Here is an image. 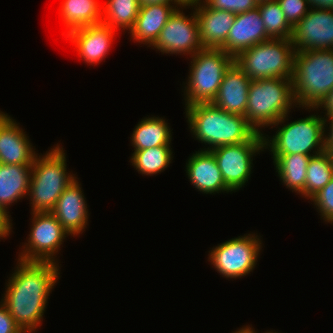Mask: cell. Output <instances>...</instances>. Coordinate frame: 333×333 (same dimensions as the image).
Returning <instances> with one entry per match:
<instances>
[{
    "label": "cell",
    "mask_w": 333,
    "mask_h": 333,
    "mask_svg": "<svg viewBox=\"0 0 333 333\" xmlns=\"http://www.w3.org/2000/svg\"><path fill=\"white\" fill-rule=\"evenodd\" d=\"M17 263L1 302L22 332L31 333L41 326L48 297L59 279V265L20 259Z\"/></svg>",
    "instance_id": "obj_1"
},
{
    "label": "cell",
    "mask_w": 333,
    "mask_h": 333,
    "mask_svg": "<svg viewBox=\"0 0 333 333\" xmlns=\"http://www.w3.org/2000/svg\"><path fill=\"white\" fill-rule=\"evenodd\" d=\"M185 107L190 132L209 145L204 150L249 141L258 133L243 115L226 112L211 102Z\"/></svg>",
    "instance_id": "obj_2"
},
{
    "label": "cell",
    "mask_w": 333,
    "mask_h": 333,
    "mask_svg": "<svg viewBox=\"0 0 333 333\" xmlns=\"http://www.w3.org/2000/svg\"><path fill=\"white\" fill-rule=\"evenodd\" d=\"M292 89L298 107L315 108L333 89V49L295 52Z\"/></svg>",
    "instance_id": "obj_3"
},
{
    "label": "cell",
    "mask_w": 333,
    "mask_h": 333,
    "mask_svg": "<svg viewBox=\"0 0 333 333\" xmlns=\"http://www.w3.org/2000/svg\"><path fill=\"white\" fill-rule=\"evenodd\" d=\"M295 104L292 78L251 80L244 117L261 133L259 127L283 124Z\"/></svg>",
    "instance_id": "obj_4"
},
{
    "label": "cell",
    "mask_w": 333,
    "mask_h": 333,
    "mask_svg": "<svg viewBox=\"0 0 333 333\" xmlns=\"http://www.w3.org/2000/svg\"><path fill=\"white\" fill-rule=\"evenodd\" d=\"M63 147L56 145L32 165L28 194L32 212H51L66 187L76 178L67 172Z\"/></svg>",
    "instance_id": "obj_5"
},
{
    "label": "cell",
    "mask_w": 333,
    "mask_h": 333,
    "mask_svg": "<svg viewBox=\"0 0 333 333\" xmlns=\"http://www.w3.org/2000/svg\"><path fill=\"white\" fill-rule=\"evenodd\" d=\"M294 54L291 39H269L241 51L234 63L251 80L292 78Z\"/></svg>",
    "instance_id": "obj_6"
},
{
    "label": "cell",
    "mask_w": 333,
    "mask_h": 333,
    "mask_svg": "<svg viewBox=\"0 0 333 333\" xmlns=\"http://www.w3.org/2000/svg\"><path fill=\"white\" fill-rule=\"evenodd\" d=\"M190 58V75L184 88L185 106L210 103L220 88L225 72L234 63V57L222 49L203 48Z\"/></svg>",
    "instance_id": "obj_7"
},
{
    "label": "cell",
    "mask_w": 333,
    "mask_h": 333,
    "mask_svg": "<svg viewBox=\"0 0 333 333\" xmlns=\"http://www.w3.org/2000/svg\"><path fill=\"white\" fill-rule=\"evenodd\" d=\"M324 117L310 115L277 127L273 138L264 137V148L273 155L305 154L315 156L325 151ZM269 146V147H268ZM314 150V151H313ZM316 150V151H315ZM313 151L312 155L310 152Z\"/></svg>",
    "instance_id": "obj_8"
},
{
    "label": "cell",
    "mask_w": 333,
    "mask_h": 333,
    "mask_svg": "<svg viewBox=\"0 0 333 333\" xmlns=\"http://www.w3.org/2000/svg\"><path fill=\"white\" fill-rule=\"evenodd\" d=\"M255 234L232 238L209 251L208 261L226 278H240L254 270L262 248Z\"/></svg>",
    "instance_id": "obj_9"
},
{
    "label": "cell",
    "mask_w": 333,
    "mask_h": 333,
    "mask_svg": "<svg viewBox=\"0 0 333 333\" xmlns=\"http://www.w3.org/2000/svg\"><path fill=\"white\" fill-rule=\"evenodd\" d=\"M263 133H257L251 140L234 145H224L210 150L221 171L225 185L233 192L248 182L252 173L253 156L263 151ZM252 158V159H251Z\"/></svg>",
    "instance_id": "obj_10"
},
{
    "label": "cell",
    "mask_w": 333,
    "mask_h": 333,
    "mask_svg": "<svg viewBox=\"0 0 333 333\" xmlns=\"http://www.w3.org/2000/svg\"><path fill=\"white\" fill-rule=\"evenodd\" d=\"M33 214L32 228L28 243L19 254L24 261H49L56 262V253L66 235L69 233L62 227L52 212H31Z\"/></svg>",
    "instance_id": "obj_11"
},
{
    "label": "cell",
    "mask_w": 333,
    "mask_h": 333,
    "mask_svg": "<svg viewBox=\"0 0 333 333\" xmlns=\"http://www.w3.org/2000/svg\"><path fill=\"white\" fill-rule=\"evenodd\" d=\"M174 11L153 47L163 54H188L193 56L203 49L200 38L196 12L192 16H185L183 11ZM189 17V18H188Z\"/></svg>",
    "instance_id": "obj_12"
},
{
    "label": "cell",
    "mask_w": 333,
    "mask_h": 333,
    "mask_svg": "<svg viewBox=\"0 0 333 333\" xmlns=\"http://www.w3.org/2000/svg\"><path fill=\"white\" fill-rule=\"evenodd\" d=\"M295 52L333 49V10L310 8L293 27Z\"/></svg>",
    "instance_id": "obj_13"
},
{
    "label": "cell",
    "mask_w": 333,
    "mask_h": 333,
    "mask_svg": "<svg viewBox=\"0 0 333 333\" xmlns=\"http://www.w3.org/2000/svg\"><path fill=\"white\" fill-rule=\"evenodd\" d=\"M16 121L0 111V163L33 165L37 153Z\"/></svg>",
    "instance_id": "obj_14"
},
{
    "label": "cell",
    "mask_w": 333,
    "mask_h": 333,
    "mask_svg": "<svg viewBox=\"0 0 333 333\" xmlns=\"http://www.w3.org/2000/svg\"><path fill=\"white\" fill-rule=\"evenodd\" d=\"M77 177L66 187L51 211L69 235L83 233L88 224V209Z\"/></svg>",
    "instance_id": "obj_15"
},
{
    "label": "cell",
    "mask_w": 333,
    "mask_h": 333,
    "mask_svg": "<svg viewBox=\"0 0 333 333\" xmlns=\"http://www.w3.org/2000/svg\"><path fill=\"white\" fill-rule=\"evenodd\" d=\"M269 39L259 9L256 8L236 14L226 44L221 49L235 58L241 51Z\"/></svg>",
    "instance_id": "obj_16"
},
{
    "label": "cell",
    "mask_w": 333,
    "mask_h": 333,
    "mask_svg": "<svg viewBox=\"0 0 333 333\" xmlns=\"http://www.w3.org/2000/svg\"><path fill=\"white\" fill-rule=\"evenodd\" d=\"M115 32V29L101 22L74 29L66 34V38H70L83 61L92 65L107 56Z\"/></svg>",
    "instance_id": "obj_17"
},
{
    "label": "cell",
    "mask_w": 333,
    "mask_h": 333,
    "mask_svg": "<svg viewBox=\"0 0 333 333\" xmlns=\"http://www.w3.org/2000/svg\"><path fill=\"white\" fill-rule=\"evenodd\" d=\"M250 83L251 78L233 63L225 72L211 103L226 112L245 116Z\"/></svg>",
    "instance_id": "obj_18"
},
{
    "label": "cell",
    "mask_w": 333,
    "mask_h": 333,
    "mask_svg": "<svg viewBox=\"0 0 333 333\" xmlns=\"http://www.w3.org/2000/svg\"><path fill=\"white\" fill-rule=\"evenodd\" d=\"M186 163V173L190 182L200 192L215 194L232 192L226 185L218 168L216 159L210 150H198Z\"/></svg>",
    "instance_id": "obj_19"
},
{
    "label": "cell",
    "mask_w": 333,
    "mask_h": 333,
    "mask_svg": "<svg viewBox=\"0 0 333 333\" xmlns=\"http://www.w3.org/2000/svg\"><path fill=\"white\" fill-rule=\"evenodd\" d=\"M194 10L203 47L221 49L226 44L236 15L232 12L212 9L205 2L194 7Z\"/></svg>",
    "instance_id": "obj_20"
},
{
    "label": "cell",
    "mask_w": 333,
    "mask_h": 333,
    "mask_svg": "<svg viewBox=\"0 0 333 333\" xmlns=\"http://www.w3.org/2000/svg\"><path fill=\"white\" fill-rule=\"evenodd\" d=\"M171 4L142 6L133 27L128 30L132 39L151 47L158 39L162 28L177 9Z\"/></svg>",
    "instance_id": "obj_21"
},
{
    "label": "cell",
    "mask_w": 333,
    "mask_h": 333,
    "mask_svg": "<svg viewBox=\"0 0 333 333\" xmlns=\"http://www.w3.org/2000/svg\"><path fill=\"white\" fill-rule=\"evenodd\" d=\"M32 165L0 163V207L5 211L17 200L28 195Z\"/></svg>",
    "instance_id": "obj_22"
},
{
    "label": "cell",
    "mask_w": 333,
    "mask_h": 333,
    "mask_svg": "<svg viewBox=\"0 0 333 333\" xmlns=\"http://www.w3.org/2000/svg\"><path fill=\"white\" fill-rule=\"evenodd\" d=\"M102 7L98 0H63L60 16L67 34L77 28L101 23Z\"/></svg>",
    "instance_id": "obj_23"
},
{
    "label": "cell",
    "mask_w": 333,
    "mask_h": 333,
    "mask_svg": "<svg viewBox=\"0 0 333 333\" xmlns=\"http://www.w3.org/2000/svg\"><path fill=\"white\" fill-rule=\"evenodd\" d=\"M166 121L160 117H147L140 121L132 133L134 151L157 146H170L172 135Z\"/></svg>",
    "instance_id": "obj_24"
},
{
    "label": "cell",
    "mask_w": 333,
    "mask_h": 333,
    "mask_svg": "<svg viewBox=\"0 0 333 333\" xmlns=\"http://www.w3.org/2000/svg\"><path fill=\"white\" fill-rule=\"evenodd\" d=\"M312 156L305 154L273 155L280 180L290 190L305 196L307 166Z\"/></svg>",
    "instance_id": "obj_25"
},
{
    "label": "cell",
    "mask_w": 333,
    "mask_h": 333,
    "mask_svg": "<svg viewBox=\"0 0 333 333\" xmlns=\"http://www.w3.org/2000/svg\"><path fill=\"white\" fill-rule=\"evenodd\" d=\"M140 5L138 0H107L102 7V23L110 28L130 30L138 16Z\"/></svg>",
    "instance_id": "obj_26"
},
{
    "label": "cell",
    "mask_w": 333,
    "mask_h": 333,
    "mask_svg": "<svg viewBox=\"0 0 333 333\" xmlns=\"http://www.w3.org/2000/svg\"><path fill=\"white\" fill-rule=\"evenodd\" d=\"M333 178V154L324 151L312 156L307 166L305 197L311 199Z\"/></svg>",
    "instance_id": "obj_27"
},
{
    "label": "cell",
    "mask_w": 333,
    "mask_h": 333,
    "mask_svg": "<svg viewBox=\"0 0 333 333\" xmlns=\"http://www.w3.org/2000/svg\"><path fill=\"white\" fill-rule=\"evenodd\" d=\"M171 146H157L140 151H134L131 163L142 175L153 176L164 171L173 158Z\"/></svg>",
    "instance_id": "obj_28"
},
{
    "label": "cell",
    "mask_w": 333,
    "mask_h": 333,
    "mask_svg": "<svg viewBox=\"0 0 333 333\" xmlns=\"http://www.w3.org/2000/svg\"><path fill=\"white\" fill-rule=\"evenodd\" d=\"M257 8L271 39H291L293 27L286 20L277 0L259 4Z\"/></svg>",
    "instance_id": "obj_29"
},
{
    "label": "cell",
    "mask_w": 333,
    "mask_h": 333,
    "mask_svg": "<svg viewBox=\"0 0 333 333\" xmlns=\"http://www.w3.org/2000/svg\"><path fill=\"white\" fill-rule=\"evenodd\" d=\"M314 202L321 218L326 222L333 223V178L315 196L310 199Z\"/></svg>",
    "instance_id": "obj_30"
},
{
    "label": "cell",
    "mask_w": 333,
    "mask_h": 333,
    "mask_svg": "<svg viewBox=\"0 0 333 333\" xmlns=\"http://www.w3.org/2000/svg\"><path fill=\"white\" fill-rule=\"evenodd\" d=\"M288 23L294 27L310 9L307 0H277Z\"/></svg>",
    "instance_id": "obj_31"
},
{
    "label": "cell",
    "mask_w": 333,
    "mask_h": 333,
    "mask_svg": "<svg viewBox=\"0 0 333 333\" xmlns=\"http://www.w3.org/2000/svg\"><path fill=\"white\" fill-rule=\"evenodd\" d=\"M205 3L212 9L241 14L258 7L256 0H206Z\"/></svg>",
    "instance_id": "obj_32"
},
{
    "label": "cell",
    "mask_w": 333,
    "mask_h": 333,
    "mask_svg": "<svg viewBox=\"0 0 333 333\" xmlns=\"http://www.w3.org/2000/svg\"><path fill=\"white\" fill-rule=\"evenodd\" d=\"M0 304V333H23L4 304L2 302Z\"/></svg>",
    "instance_id": "obj_33"
},
{
    "label": "cell",
    "mask_w": 333,
    "mask_h": 333,
    "mask_svg": "<svg viewBox=\"0 0 333 333\" xmlns=\"http://www.w3.org/2000/svg\"><path fill=\"white\" fill-rule=\"evenodd\" d=\"M8 211H5L2 207H0V238L5 239L10 235L12 229V221L9 219L11 216L8 214Z\"/></svg>",
    "instance_id": "obj_34"
},
{
    "label": "cell",
    "mask_w": 333,
    "mask_h": 333,
    "mask_svg": "<svg viewBox=\"0 0 333 333\" xmlns=\"http://www.w3.org/2000/svg\"><path fill=\"white\" fill-rule=\"evenodd\" d=\"M323 108L326 112L325 115H333V89L328 92V94L322 99V101L312 110Z\"/></svg>",
    "instance_id": "obj_35"
},
{
    "label": "cell",
    "mask_w": 333,
    "mask_h": 333,
    "mask_svg": "<svg viewBox=\"0 0 333 333\" xmlns=\"http://www.w3.org/2000/svg\"><path fill=\"white\" fill-rule=\"evenodd\" d=\"M328 120H330V123H328V124H330L329 125L330 130H327V131H329L327 133L328 135L327 136L325 135V151L333 154V115L326 116V119L324 117L325 124H326V121H328Z\"/></svg>",
    "instance_id": "obj_36"
},
{
    "label": "cell",
    "mask_w": 333,
    "mask_h": 333,
    "mask_svg": "<svg viewBox=\"0 0 333 333\" xmlns=\"http://www.w3.org/2000/svg\"><path fill=\"white\" fill-rule=\"evenodd\" d=\"M310 8L333 10V0H307Z\"/></svg>",
    "instance_id": "obj_37"
},
{
    "label": "cell",
    "mask_w": 333,
    "mask_h": 333,
    "mask_svg": "<svg viewBox=\"0 0 333 333\" xmlns=\"http://www.w3.org/2000/svg\"><path fill=\"white\" fill-rule=\"evenodd\" d=\"M173 1H174V4L178 7H180L181 9L186 8V7L190 8V6H192L191 8L193 9L194 6L197 7L201 4H203L206 0H173Z\"/></svg>",
    "instance_id": "obj_38"
},
{
    "label": "cell",
    "mask_w": 333,
    "mask_h": 333,
    "mask_svg": "<svg viewBox=\"0 0 333 333\" xmlns=\"http://www.w3.org/2000/svg\"><path fill=\"white\" fill-rule=\"evenodd\" d=\"M140 7L154 4H174L173 0H138Z\"/></svg>",
    "instance_id": "obj_39"
},
{
    "label": "cell",
    "mask_w": 333,
    "mask_h": 333,
    "mask_svg": "<svg viewBox=\"0 0 333 333\" xmlns=\"http://www.w3.org/2000/svg\"><path fill=\"white\" fill-rule=\"evenodd\" d=\"M233 333H256V331L248 325L246 327H242L241 329H239V331Z\"/></svg>",
    "instance_id": "obj_40"
},
{
    "label": "cell",
    "mask_w": 333,
    "mask_h": 333,
    "mask_svg": "<svg viewBox=\"0 0 333 333\" xmlns=\"http://www.w3.org/2000/svg\"><path fill=\"white\" fill-rule=\"evenodd\" d=\"M269 1H275V0H256L257 4H262V3H266V2H269Z\"/></svg>",
    "instance_id": "obj_41"
}]
</instances>
